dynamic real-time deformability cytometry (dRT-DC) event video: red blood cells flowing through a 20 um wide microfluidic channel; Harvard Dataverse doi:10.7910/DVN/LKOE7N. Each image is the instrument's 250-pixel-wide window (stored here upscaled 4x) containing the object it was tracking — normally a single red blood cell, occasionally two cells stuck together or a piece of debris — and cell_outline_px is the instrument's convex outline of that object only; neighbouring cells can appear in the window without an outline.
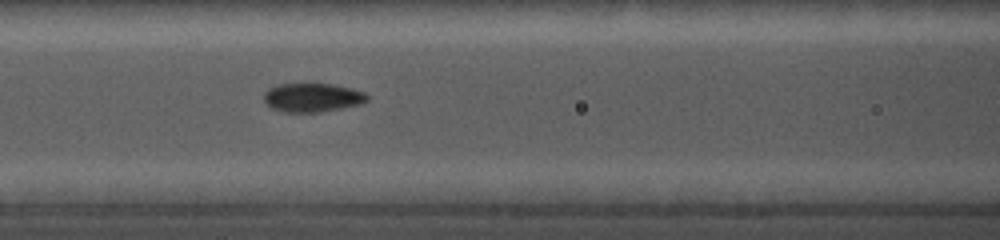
{"species": "common noctule bat (a hibernating species)", "species_latin": "Nyctalus noctula", "temperature_condition": "cold", "stored_images_in_passage": 48, "camera_frame_rate_fps": 5000, "um_per_image_px": 0.085, "animal": {"sex": "female", "body_mass_g": 19.0, "forearm_length_mm": 56.7}, "frame": {"image": 1, "passage_image": 15, "time_ms": 7.4, "image_size_px": [1000, 240], "cell_outline_px": [[368, 100], [356, 104], [340, 108], [320, 112], [284, 112], [272, 108], [264, 100], [264, 92], [268, 88], [276, 84], [332, 84], [352, 88], [364, 92], [368, 96]], "centroid_in_image_um": [26.51, 8.28], "position_along_channel_um": 140.1, "area_um2": 17.17}}
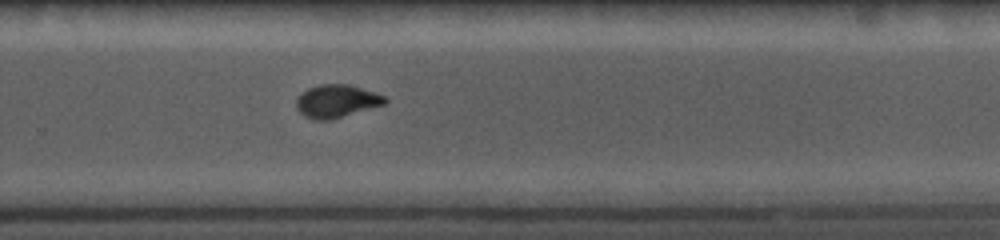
{"frame": {"image": 2, "passage_image": 29, "time_ms": 11.6, "image_size_px": [1000, 240], "cell_outline_px": [[388, 100], [384, 104], [332, 120], [316, 120], [304, 116], [296, 108], [296, 100], [308, 88], [320, 84], [348, 84], [384, 96]], "centroid_in_image_um": [28.59, 8.61], "position_along_channel_um": 301.2, "area_um2": 16.76}}
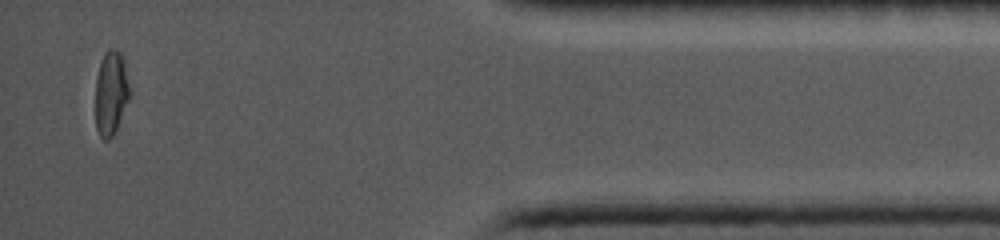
{"frame": {"image": 3, "passage_image": 46, "time_ms": 15.8, "image_size_px": [1000, 240], "cell_outline_px": [[128, 100], [116, 128], [112, 136], [108, 140], [104, 140], [100, 136], [96, 128], [96, 76], [104, 52], [108, 48], [112, 48], [120, 52], [124, 56], [128, 84]], "centroid_in_image_um": [9.41, 7.86], "position_along_channel_um": 425.8, "area_um2": 16.53}}